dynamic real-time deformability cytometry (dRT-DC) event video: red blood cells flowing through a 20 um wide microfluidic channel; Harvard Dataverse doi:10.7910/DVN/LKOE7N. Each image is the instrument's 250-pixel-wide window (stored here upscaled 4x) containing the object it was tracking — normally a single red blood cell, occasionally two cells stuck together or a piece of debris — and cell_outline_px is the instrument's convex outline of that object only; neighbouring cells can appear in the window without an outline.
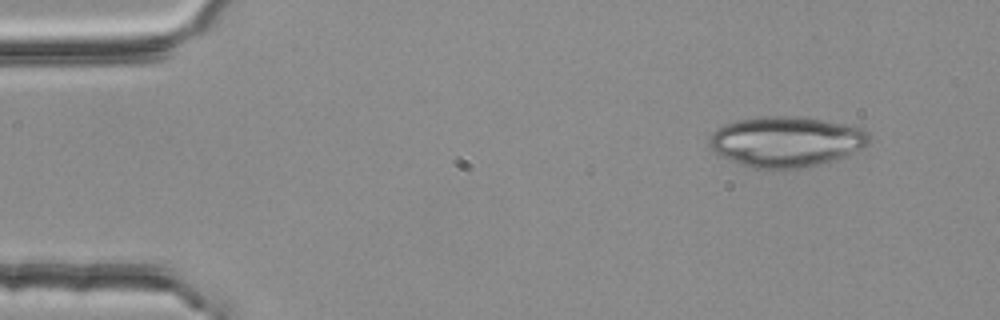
{"species": "common noctule bat (a hibernating species)", "species_latin": "Nyctalus noctula", "temperature_condition": "room temperature", "stored_images_in_passage": 4, "camera_frame_rate_fps": 3000, "um_per_image_px": 0.085, "animal": {"sex": "female", "body_mass_g": 25.1}, "frame": {"image": 1, "passage_image": 2, "time_ms": 0.333, "image_size_px": [1000, 320], "cell_outline_px": [[872, 140], [864, 148], [836, 160], [804, 168], [756, 168], [740, 164], [712, 152], [708, 144], [708, 140], [712, 132], [716, 128], [724, 124], [736, 120], [764, 116], [800, 116], [852, 124], [868, 132]], "centroid_in_image_um": [66.85, 12.02], "position_along_channel_um": 18.2, "area_um2": 47.69}}